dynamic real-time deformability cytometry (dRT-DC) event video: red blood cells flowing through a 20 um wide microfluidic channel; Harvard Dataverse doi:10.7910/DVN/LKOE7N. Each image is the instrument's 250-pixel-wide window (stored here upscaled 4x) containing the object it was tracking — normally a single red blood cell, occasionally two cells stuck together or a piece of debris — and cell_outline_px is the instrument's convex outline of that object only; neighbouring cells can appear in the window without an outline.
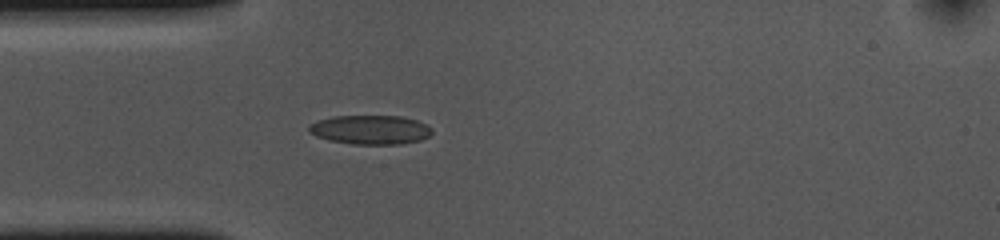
{"species": "common noctule bat (a hibernating species)", "species_latin": "Nyctalus noctula", "temperature_condition": "cold", "stored_images_in_passage": 41, "camera_frame_rate_fps": 3000, "um_per_image_px": 0.085, "animal": {"sex": "female", "body_mass_g": 10.0, "forearm_length_mm": 53.1}, "frame": {"image": 1, "passage_image": 1, "time_ms": 0.0, "image_size_px": [1000, 240], "cell_outline_px": [[432, 132], [428, 136], [420, 140], [400, 144], [352, 144], [328, 140], [316, 136], [308, 132], [308, 124], [316, 120], [332, 116], [400, 116], [416, 120], [432, 128]], "centroid_in_image_um": [31.42, 11.02], "position_along_channel_um": 53.6, "area_um2": 20.98}}
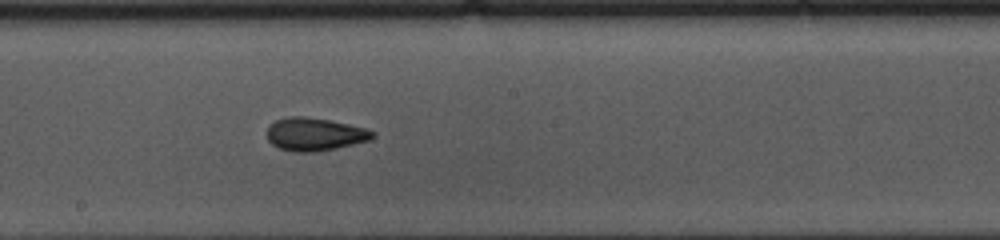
{"frame": {"image": 2, "passage_image": 15, "time_ms": 4.667, "image_size_px": [1000, 240], "cell_outline_px": [[376, 136], [372, 140], [336, 148], [316, 152], [292, 152], [280, 148], [272, 144], [268, 140], [268, 124], [276, 120], [288, 116], [304, 116], [328, 120], [348, 124], [364, 128], [376, 132]], "centroid_in_image_um": [26.76, 11.41], "position_along_channel_um": 221.4, "area_um2": 20.4}}
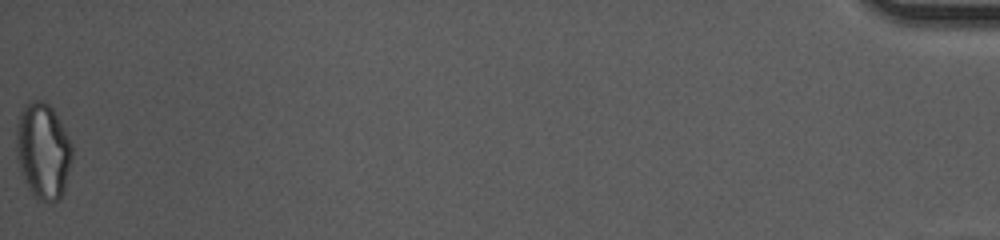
{"frame": {"image": 3, "passage_image": 41, "time_ms": 13.333, "image_size_px": [1000, 240], "cell_outline_px": [[72, 156], [64, 192], [60, 200], [52, 204], [48, 204], [40, 200], [28, 188], [24, 180], [16, 156], [16, 124], [20, 112], [24, 104], [32, 100], [40, 100], [48, 104], [52, 108], [72, 144]], "centroid_in_image_um": [3.65, 12.85], "position_along_channel_um": 431.6, "area_um2": 31.44}, "authors_computed_cell_mechanics": {"area_um2": 20.1722, "velocity_mm_per_s": 3.6587, "shape_relaxation_time_tau1_ms": 9.3961, "shape_relaxation_time_tau2_ms": 2.9114, "deformation_change_tau1": 0.1781, "deformation_change_tau2": 0.091}}